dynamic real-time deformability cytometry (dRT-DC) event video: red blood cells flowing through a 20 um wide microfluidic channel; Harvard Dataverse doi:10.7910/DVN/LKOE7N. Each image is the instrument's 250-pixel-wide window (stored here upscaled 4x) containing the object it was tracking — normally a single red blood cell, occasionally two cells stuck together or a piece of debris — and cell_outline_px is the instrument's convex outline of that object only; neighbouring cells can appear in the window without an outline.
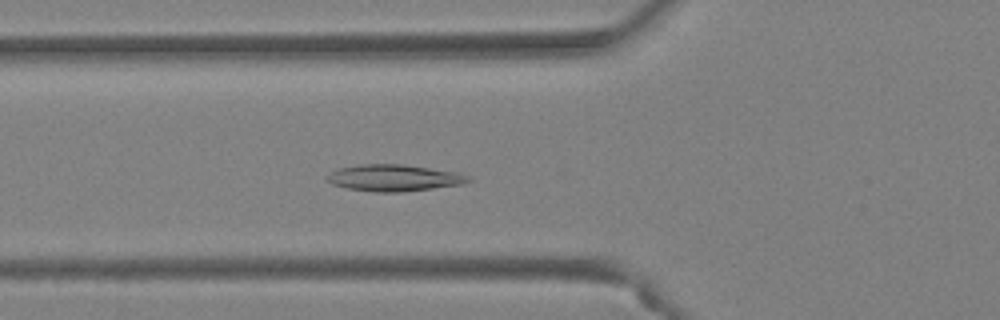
{"species": "Egyptian fruit bat (a non-hibernating species)", "species_latin": "Rousettus aegyptiacus", "temperature_condition": "warm", "stored_images_in_passage": 39, "segment_of_instrument_passage": [1, 2], "camera_frame_rate_fps": 3000, "um_per_image_px": 0.085, "animal": {"sex": "female"}, "frame": {"image": 1, "passage_image": 8, "time_ms": 2.333, "image_size_px": [1000, 320], "cell_outline_px": [[472, 180], [464, 184], [400, 192], [376, 192], [348, 188], [332, 184], [324, 180], [324, 176], [340, 168], [360, 164], [400, 164], [456, 172], [468, 176]], "centroid_in_image_um": [33.45, 15.12], "position_along_channel_um": 92.3, "area_um2": 21.73}}
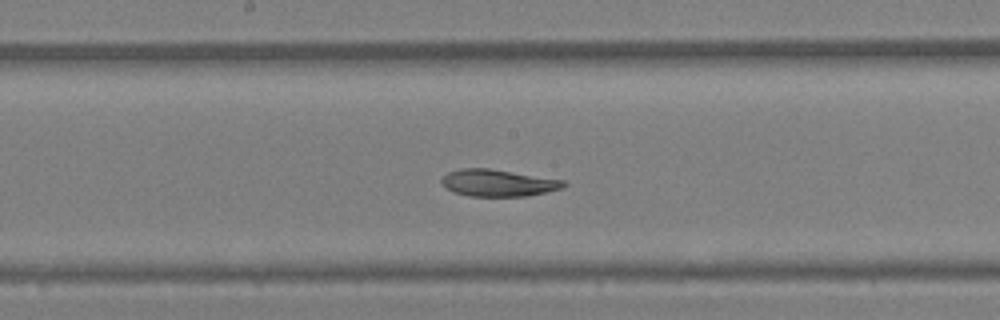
{"frame": {"image": 2, "passage_image": 16, "time_ms": 5.0, "image_size_px": [1000, 320], "cell_outline_px": [[568, 184], [564, 188], [528, 196], [468, 196], [452, 192], [440, 180], [448, 172], [460, 168], [488, 168], [564, 180]], "centroid_in_image_um": [42.36, 15.55], "position_along_channel_um": 205.8, "area_um2": 19.13}}
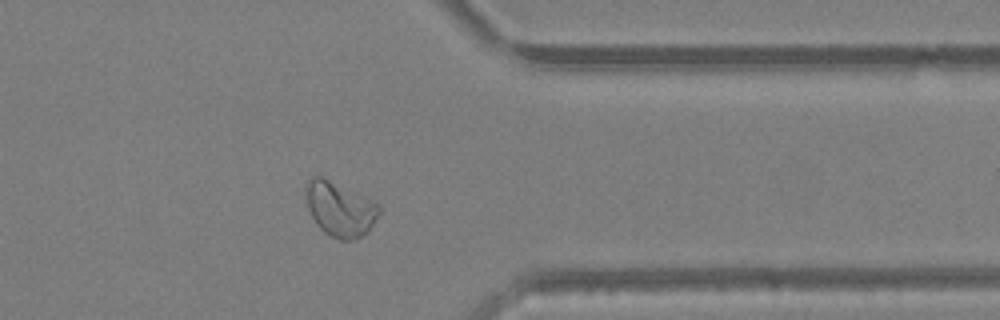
{"frame": {"image": 3, "passage_image": 29, "time_ms": 9.333, "image_size_px": [1000, 320], "cell_outline_px": [[380, 212], [368, 232], [352, 240], [340, 240], [324, 232], [316, 224], [308, 208], [304, 188], [308, 180], [312, 176], [320, 176], [376, 204], [380, 208]], "centroid_in_image_um": [28.84, 17.8], "position_along_channel_um": 382.6, "area_um2": 22.54}}